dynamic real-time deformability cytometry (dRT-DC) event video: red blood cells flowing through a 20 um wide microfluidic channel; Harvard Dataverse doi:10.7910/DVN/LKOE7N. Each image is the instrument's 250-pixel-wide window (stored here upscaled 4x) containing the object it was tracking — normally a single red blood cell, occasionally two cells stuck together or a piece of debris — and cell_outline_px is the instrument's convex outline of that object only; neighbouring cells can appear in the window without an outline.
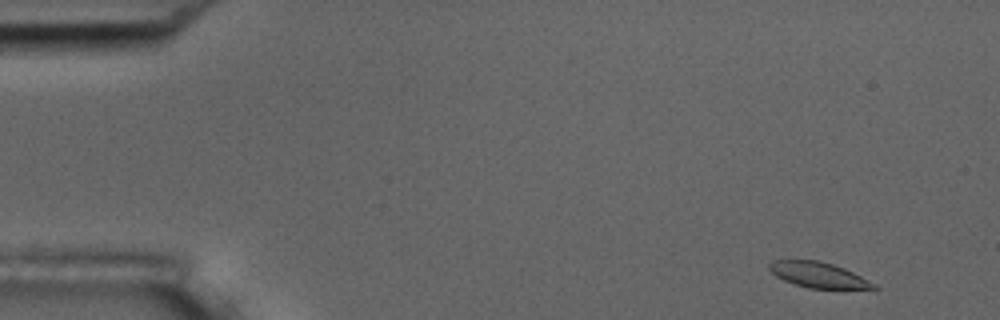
{"species": "common noctule bat (a hibernating species)", "species_latin": "Nyctalus noctula", "temperature_condition": "room temperature", "stored_images_in_passage": 5, "camera_frame_rate_fps": 3000, "um_per_image_px": 0.085, "animal": {"sex": "male", "body_mass_g": 17.5, "forearm_length_mm": 52.3}, "frame": {"image": 1, "passage_image": 1, "time_ms": 0.0, "image_size_px": [1000, 320], "cell_outline_px": [[880, 288], [876, 292], [808, 288], [784, 280], [776, 276], [768, 268], [768, 264], [772, 260], [820, 260], [844, 268], [876, 284]], "centroid_in_image_um": [69.72, 23.43], "position_along_channel_um": 15.3, "area_um2": 16.3}}
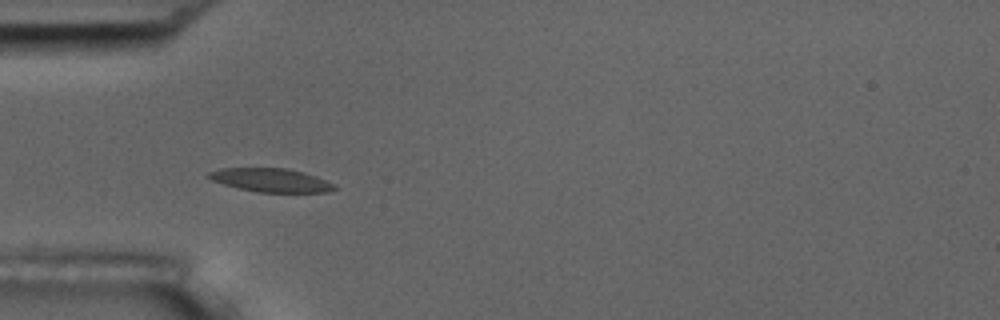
{"frame": {"image": 2, "passage_image": 4, "time_ms": 4.333, "image_size_px": [1000, 320], "cell_outline_px": [[336, 188], [328, 192], [256, 192], [224, 184], [212, 180], [204, 176], [208, 172], [220, 168], [288, 168], [304, 172], [316, 176], [336, 184]], "centroid_in_image_um": [23.03, 15.3], "position_along_channel_um": 62.0, "area_um2": 17.34}}